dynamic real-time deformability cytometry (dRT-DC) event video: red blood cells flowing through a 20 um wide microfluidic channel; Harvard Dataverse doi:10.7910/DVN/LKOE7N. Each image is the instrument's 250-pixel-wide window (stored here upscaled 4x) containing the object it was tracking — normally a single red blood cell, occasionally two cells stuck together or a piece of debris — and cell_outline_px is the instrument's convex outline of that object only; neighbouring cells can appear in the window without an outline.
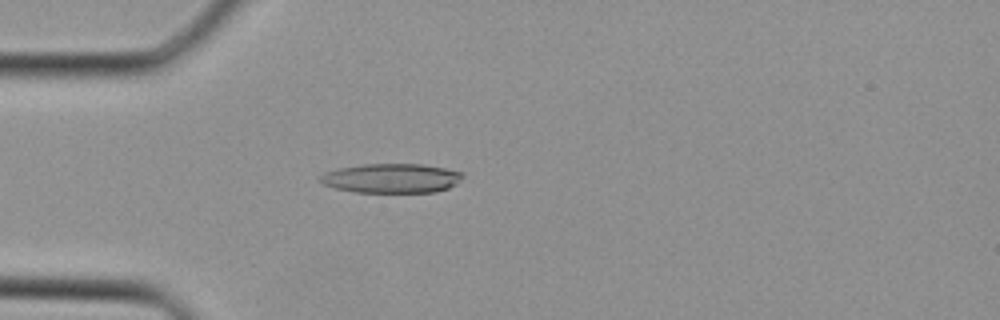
{"species": "Egyptian fruit bat (a non-hibernating species)", "species_latin": "Rousettus aegyptiacus", "temperature_condition": "cold", "stored_images_in_passage": 34, "camera_frame_rate_fps": 3000, "um_per_image_px": 0.085, "animal": {"sex": "female"}, "frame": {"image": 1, "passage_image": 9, "time_ms": 2.667, "image_size_px": [1000, 320], "cell_outline_px": [[464, 176], [456, 184], [448, 188], [436, 192], [356, 192], [336, 188], [324, 184], [320, 180], [320, 176], [324, 172], [340, 168], [360, 164], [424, 164], [464, 172]], "centroid_in_image_um": [33.31, 15.14], "position_along_channel_um": 51.7, "area_um2": 24.39}}
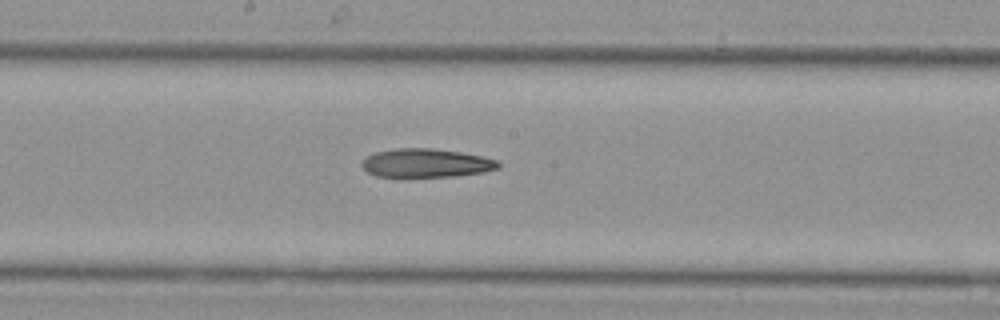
{"frame": {"image": 2, "passage_image": 18, "time_ms": 5.667, "image_size_px": [1000, 320], "cell_outline_px": [[500, 168], [484, 172], [452, 176], [376, 176], [368, 172], [360, 164], [364, 156], [376, 152], [396, 148], [436, 148], [484, 156], [500, 160]], "centroid_in_image_um": [36.25, 13.84], "position_along_channel_um": 212.0, "area_um2": 22.89}}
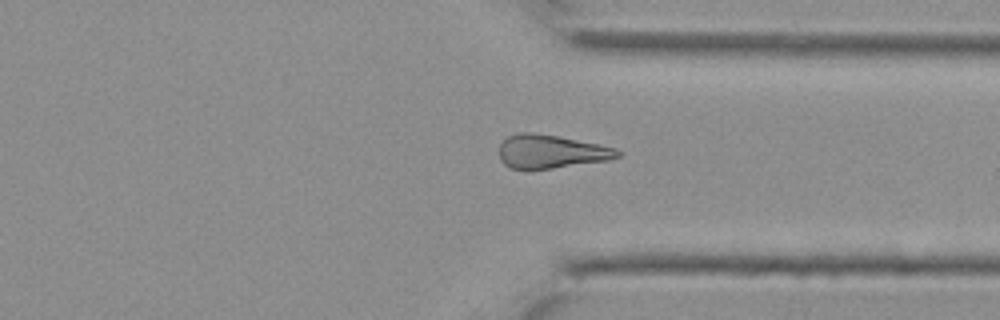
{"frame": {"image": 3, "passage_image": 26, "time_ms": 8.333, "image_size_px": [1000, 320], "cell_outline_px": [[624, 152], [620, 156], [608, 160], [528, 172], [512, 168], [504, 164], [500, 160], [500, 144], [508, 136], [520, 132], [532, 132], [556, 136], [616, 148]], "centroid_in_image_um": [46.81, 12.92], "position_along_channel_um": 364.6, "area_um2": 23.41}}